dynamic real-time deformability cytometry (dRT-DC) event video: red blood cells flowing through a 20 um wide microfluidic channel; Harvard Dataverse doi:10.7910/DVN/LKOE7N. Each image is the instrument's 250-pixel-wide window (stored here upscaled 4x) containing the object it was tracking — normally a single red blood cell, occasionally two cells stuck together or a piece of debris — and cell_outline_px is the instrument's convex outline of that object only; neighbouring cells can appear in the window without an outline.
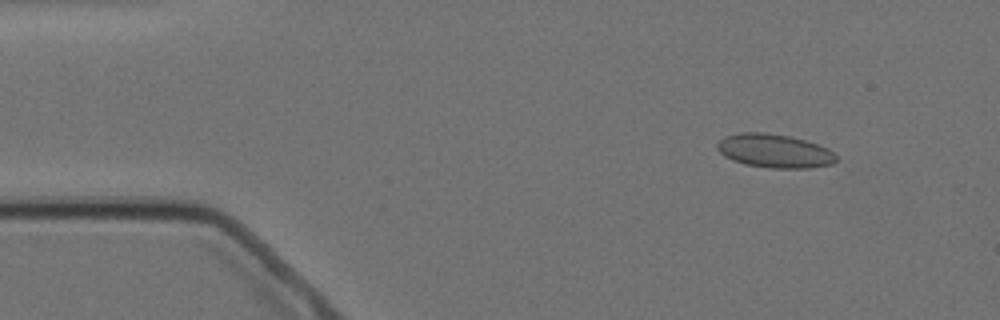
{"species": "Egyptian fruit bat (a non-hibernating species)", "species_latin": "Rousettus aegyptiacus", "temperature_condition": "cold", "stored_images_in_passage": 5, "camera_frame_rate_fps": 3000, "um_per_image_px": 0.085, "animal": {"sex": "female"}, "frame": {"image": 1, "passage_image": 2, "time_ms": 1.333, "image_size_px": [1000, 320], "cell_outline_px": [[836, 160], [832, 164], [808, 168], [768, 168], [744, 164], [732, 160], [724, 156], [716, 148], [716, 144], [724, 136], [740, 132], [764, 132], [792, 136], [828, 148], [836, 156]], "centroid_in_image_um": [65.79, 12.82], "position_along_channel_um": 19.2, "area_um2": 23.47}}